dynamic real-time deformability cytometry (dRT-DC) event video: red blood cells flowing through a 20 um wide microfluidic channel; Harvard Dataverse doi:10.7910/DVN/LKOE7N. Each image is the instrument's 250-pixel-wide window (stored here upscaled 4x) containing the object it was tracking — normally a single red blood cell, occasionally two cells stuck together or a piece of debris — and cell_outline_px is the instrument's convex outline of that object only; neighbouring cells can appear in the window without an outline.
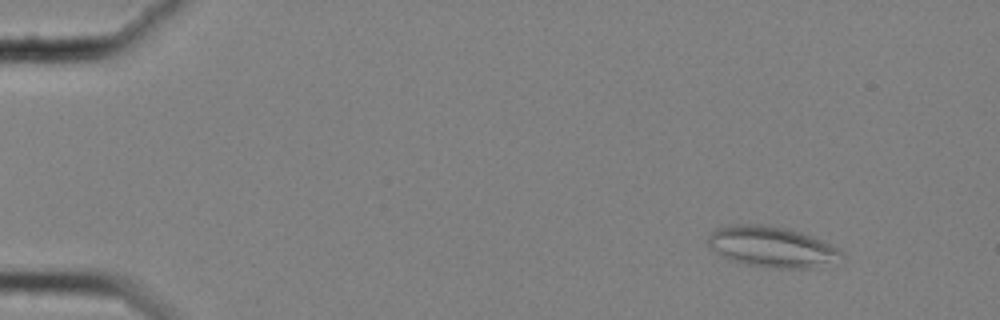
{"species": "common noctule bat (a hibernating species)", "species_latin": "Nyctalus noctula", "temperature_condition": "cold", "stored_images_in_passage": 54, "camera_frame_rate_fps": 3000, "um_per_image_px": 0.085, "animal": {"sex": "female", "body_mass_g": 25.1}, "frame": {"image": 1, "passage_image": 3, "time_ms": 0.667, "image_size_px": [1000, 320], "cell_outline_px": [[844, 256], [812, 268], [776, 268], [748, 264], [732, 260], [720, 256], [708, 244], [708, 236], [716, 228], [736, 224], [760, 224], [788, 228], [812, 236], [840, 248], [844, 252]], "centroid_in_image_um": [65.6, 20.96], "position_along_channel_um": 19.4, "area_um2": 31.39}}
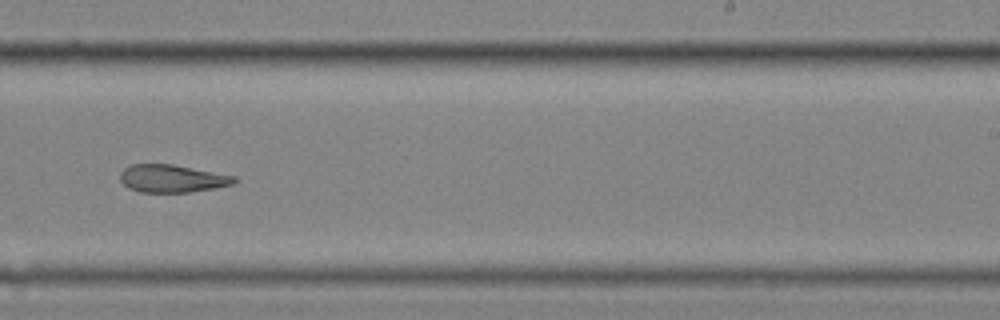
{"frame": {"image": 2, "passage_image": 34, "time_ms": 11.0, "image_size_px": [1000, 320], "cell_outline_px": [[240, 180], [236, 184], [216, 188], [188, 192], [140, 192], [128, 188], [120, 180], [120, 172], [124, 168], [132, 164], [172, 164], [236, 176]], "centroid_in_image_um": [14.67, 15.18], "position_along_channel_um": 274.3, "area_um2": 18.61}}
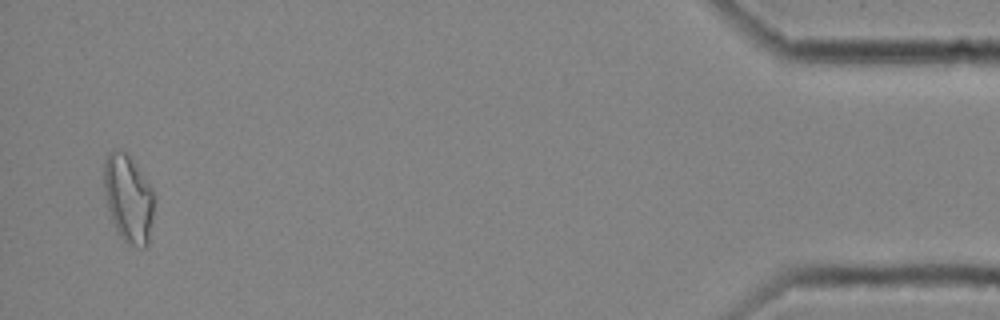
{"frame": {"image": 3, "passage_image": 53, "time_ms": 17.333, "image_size_px": [1000, 320], "cell_outline_px": [[152, 220], [148, 244], [144, 248], [136, 248], [124, 240], [120, 236], [112, 220], [104, 196], [104, 160], [108, 152], [112, 148], [124, 148], [132, 156], [152, 188]], "centroid_in_image_um": [10.89, 16.78], "position_along_channel_um": 424.3, "area_um2": 26.07}, "authors_computed_cell_mechanics": {"area_um2": 20.9525, "velocity_mm_per_s": 3.5348, "shape_relaxation_time_tau1_ms": null, "shape_relaxation_time_tau2_ms": 3.3626, "deformation_change_tau1": null, "deformation_change_tau2": 0.126}}